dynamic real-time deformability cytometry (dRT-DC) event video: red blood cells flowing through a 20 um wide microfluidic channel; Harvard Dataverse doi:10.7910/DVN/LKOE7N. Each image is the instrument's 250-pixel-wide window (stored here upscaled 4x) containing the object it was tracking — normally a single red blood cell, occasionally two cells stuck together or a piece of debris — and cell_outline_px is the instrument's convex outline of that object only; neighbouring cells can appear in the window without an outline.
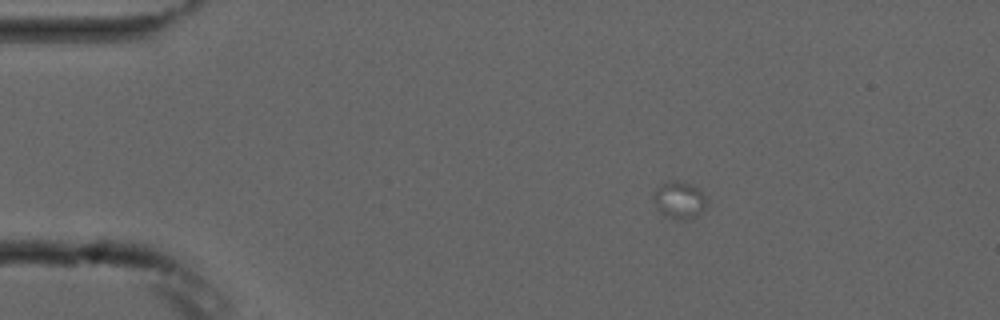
{"species": "common noctule bat (a hibernating species)", "species_latin": "Nyctalus noctula", "temperature_condition": "cold", "stored_images_in_passage": 5, "camera_frame_rate_fps": 3000, "um_per_image_px": 0.085, "animal": {"sex": "male", "forearm_length_mm": 52.5}, "frame": {"image": 1, "passage_image": 3, "time_ms": 2.333, "image_size_px": [1000, 320], "cell_outline_px": [[708, 200], [692, 216], [684, 220], [676, 220], [664, 216], [656, 208], [652, 196], [656, 188], [672, 180], [676, 180], [688, 184], [696, 188]], "centroid_in_image_um": [57.64, 17.01], "position_along_channel_um": 27.4, "area_um2": 10.98}}